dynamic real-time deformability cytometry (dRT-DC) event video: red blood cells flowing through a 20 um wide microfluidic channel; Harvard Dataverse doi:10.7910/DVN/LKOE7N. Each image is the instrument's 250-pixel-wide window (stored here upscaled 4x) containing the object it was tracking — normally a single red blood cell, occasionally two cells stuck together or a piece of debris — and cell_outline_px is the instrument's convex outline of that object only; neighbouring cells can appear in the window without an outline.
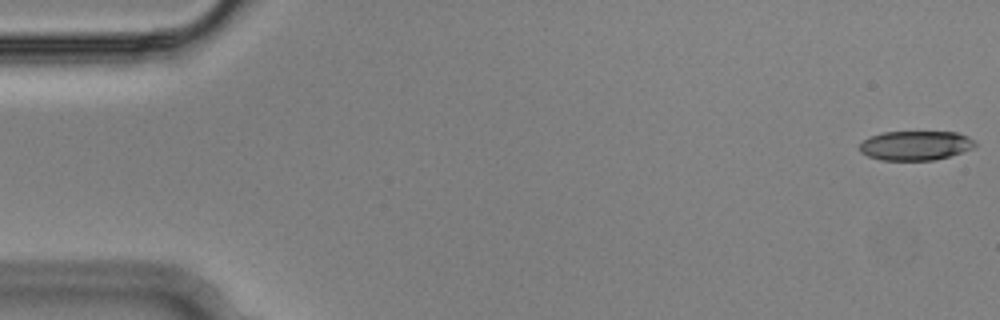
{"species": "Egyptian fruit bat (a non-hibernating species)", "species_latin": "Rousettus aegyptiacus", "temperature_condition": "cold", "stored_images_in_passage": 55, "camera_frame_rate_fps": 3000, "um_per_image_px": 0.085, "animal": {"sex": "male"}, "frame": {"image": 1, "passage_image": 1, "time_ms": 0.0, "image_size_px": [1000, 320], "cell_outline_px": [[976, 144], [972, 148], [948, 156], [932, 160], [880, 160], [868, 156], [860, 152], [860, 144], [864, 140], [872, 136], [884, 132], [956, 132], [968, 136]], "centroid_in_image_um": [77.79, 12.37], "position_along_channel_um": 7.2, "area_um2": 19.48}}
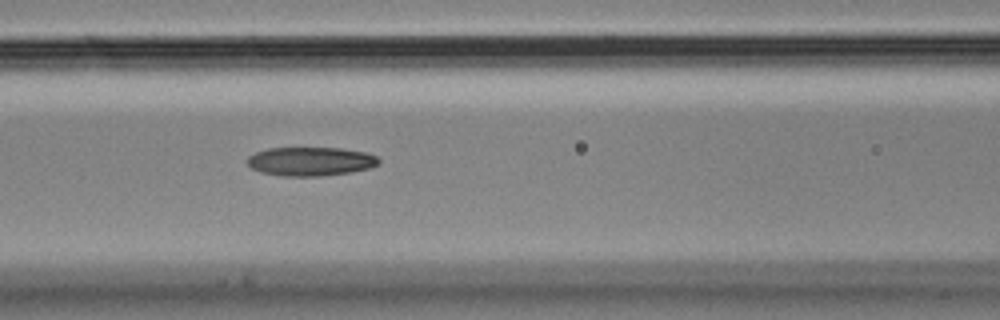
{"frame": {"image": 2, "passage_image": 23, "time_ms": 7.333, "image_size_px": [1000, 320], "cell_outline_px": [[380, 164], [368, 168], [352, 172], [320, 176], [280, 176], [260, 172], [252, 168], [248, 164], [248, 156], [256, 152], [268, 148], [344, 148], [364, 152], [376, 156], [380, 160]], "centroid_in_image_um": [26.4, 13.72], "position_along_channel_um": 140.2, "area_um2": 22.14}}
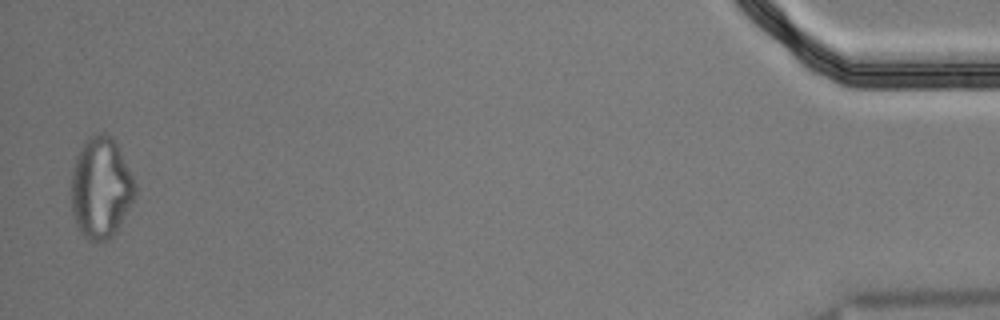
{"frame": {"image": 3, "passage_image": 54, "time_ms": 17.667, "image_size_px": [1000, 320], "cell_outline_px": [[136, 196], [120, 228], [108, 240], [88, 240], [80, 232], [76, 224], [72, 212], [72, 168], [76, 156], [84, 140], [100, 132], [104, 132], [112, 136], [136, 184]], "centroid_in_image_um": [8.58, 15.98], "position_along_channel_um": 426.6, "area_um2": 37.74}}